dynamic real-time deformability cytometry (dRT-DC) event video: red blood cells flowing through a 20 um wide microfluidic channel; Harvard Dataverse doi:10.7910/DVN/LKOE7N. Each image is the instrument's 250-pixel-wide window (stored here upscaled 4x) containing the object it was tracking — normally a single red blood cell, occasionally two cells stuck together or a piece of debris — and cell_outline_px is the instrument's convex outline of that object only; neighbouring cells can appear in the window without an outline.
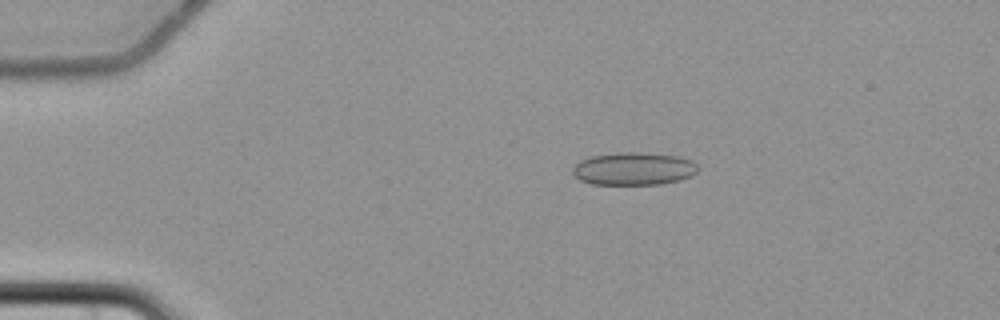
{"species": "common noctule bat (a hibernating species)", "species_latin": "Nyctalus noctula", "temperature_condition": "cold", "stored_images_in_passage": 4, "camera_frame_rate_fps": 3000, "um_per_image_px": 0.085, "animal": {"sex": "female", "body_mass_g": 22.7, "forearm_length_mm": 54.2}, "frame": {"image": 1, "passage_image": 1, "time_ms": 0.0, "image_size_px": [1000, 320], "cell_outline_px": [[696, 172], [692, 176], [680, 180], [660, 184], [592, 184], [580, 180], [572, 172], [572, 168], [580, 160], [592, 156], [624, 152], [636, 152], [676, 156], [692, 160], [696, 164]], "centroid_in_image_um": [53.86, 14.35], "position_along_channel_um": 31.1, "area_um2": 23.7}}
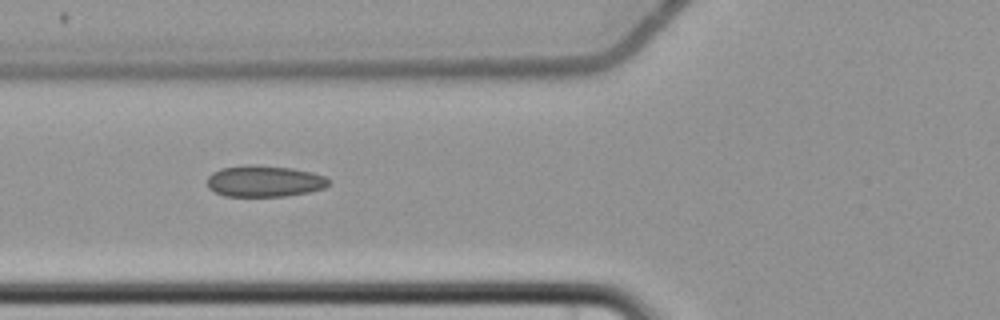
{"frame": {"image": 2, "passage_image": 3, "time_ms": 3.667, "image_size_px": [1000, 320], "cell_outline_px": [[328, 184], [324, 188], [308, 192], [284, 196], [224, 196], [208, 188], [208, 176], [212, 172], [220, 168], [248, 164], [256, 164], [292, 168], [312, 172], [324, 176], [328, 180]], "centroid_in_image_um": [22.44, 15.38], "position_along_channel_um": 103.4, "area_um2": 22.25}}
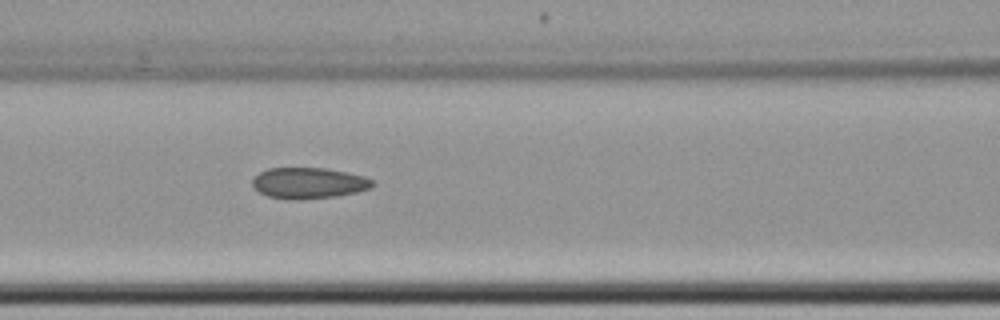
{"frame": {"image": 3, "passage_image": 4, "time_ms": 4.667, "image_size_px": [1000, 320], "cell_outline_px": [[376, 184], [372, 188], [356, 192], [336, 196], [300, 200], [288, 200], [268, 196], [260, 192], [252, 184], [252, 180], [260, 172], [268, 168], [324, 168], [348, 172], [364, 176], [372, 180]], "centroid_in_image_um": [26.27, 15.56], "position_along_channel_um": 140.3, "area_um2": 21.79}}